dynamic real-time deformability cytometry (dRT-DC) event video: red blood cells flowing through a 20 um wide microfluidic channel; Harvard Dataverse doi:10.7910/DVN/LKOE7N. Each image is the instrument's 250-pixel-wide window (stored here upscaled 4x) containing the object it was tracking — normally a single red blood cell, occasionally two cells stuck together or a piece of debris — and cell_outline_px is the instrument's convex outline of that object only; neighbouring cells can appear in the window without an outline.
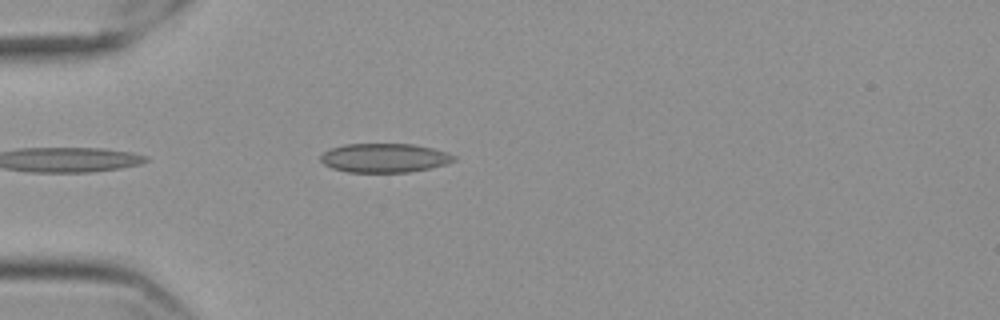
{"species": "Egyptian fruit bat (a non-hibernating species)", "species_latin": "Rousettus aegyptiacus", "temperature_condition": "cold", "stored_images_in_passage": 9, "camera_frame_rate_fps": 3000, "um_per_image_px": 0.085, "frame": {"image": 1, "passage_image": 4, "time_ms": 1.0, "image_size_px": [1000, 320], "cell_outline_px": [[456, 160], [432, 168], [408, 172], [348, 172], [332, 168], [324, 164], [320, 160], [320, 156], [324, 152], [332, 148], [344, 144], [412, 144], [432, 148], [448, 152], [456, 156]], "centroid_in_image_um": [32.69, 13.42], "position_along_channel_um": 52.3, "area_um2": 22.54}}
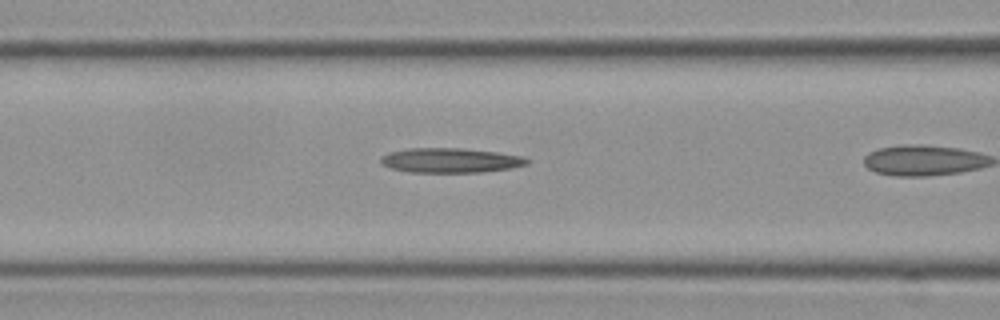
{"frame": {"image": 2, "passage_image": 8, "time_ms": 2.333, "image_size_px": [1000, 320], "cell_outline_px": [[532, 160], [528, 164], [508, 168], [480, 172], [408, 172], [392, 168], [384, 164], [380, 160], [380, 156], [388, 152], [408, 148], [460, 148], [496, 152], [520, 156]], "centroid_in_image_um": [38.26, 13.62], "position_along_channel_um": 128.3, "area_um2": 20.87}}